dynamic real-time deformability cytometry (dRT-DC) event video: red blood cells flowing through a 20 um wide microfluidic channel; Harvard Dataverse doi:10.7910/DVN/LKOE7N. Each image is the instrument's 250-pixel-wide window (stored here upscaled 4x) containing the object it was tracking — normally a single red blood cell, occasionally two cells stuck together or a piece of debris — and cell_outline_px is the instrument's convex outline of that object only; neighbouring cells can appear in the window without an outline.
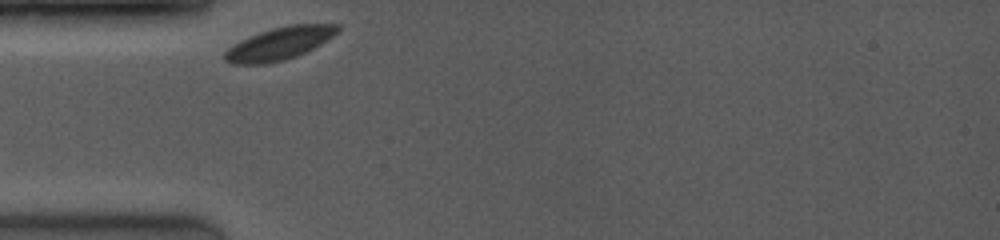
{"species": "common noctule bat (a hibernating species)", "species_latin": "Nyctalus noctula", "temperature_condition": "room temperature", "stored_images_in_passage": 38, "camera_frame_rate_fps": 4000, "um_per_image_px": 0.085, "animal": {"sex": "female", "body_mass_g": 19.0, "forearm_length_mm": 53.3}, "frame": {"image": 1, "passage_image": 1, "time_ms": 0.0, "image_size_px": [1000, 240], "cell_outline_px": [[340, 28], [332, 36], [320, 44], [304, 52], [284, 60], [260, 64], [232, 64], [224, 60], [224, 52], [228, 48], [240, 40], [248, 36], [272, 28], [288, 24], [340, 24]], "centroid_in_image_um": [23.71, 3.69], "position_along_channel_um": 61.3, "area_um2": 21.21}}
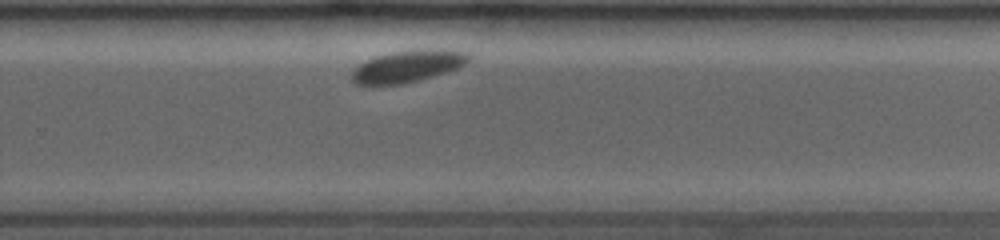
{"frame": {"image": 2, "passage_image": 27, "time_ms": 6.5, "image_size_px": [1000, 240], "cell_outline_px": [[468, 60], [464, 64], [456, 68], [416, 80], [400, 84], [356, 84], [352, 80], [352, 72], [360, 64], [376, 56], [392, 52], [428, 48], [436, 48], [468, 52]], "centroid_in_image_um": [34.65, 5.6], "position_along_channel_um": 295.1, "area_um2": 21.1}}
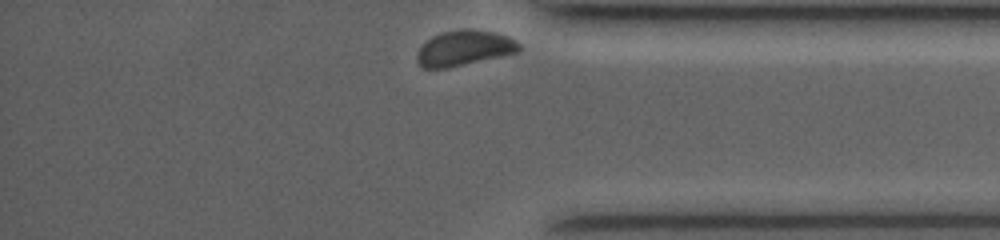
{"frame": {"image": 3, "passage_image": 38, "time_ms": 9.25, "image_size_px": [1000, 240], "cell_outline_px": [[520, 52], [444, 68], [424, 68], [416, 60], [416, 56], [420, 48], [432, 36], [444, 32], [460, 28], [464, 28], [496, 32], [508, 36], [516, 40], [520, 44]], "centroid_in_image_um": [39.49, 4.07], "position_along_channel_um": 395.7, "area_um2": 20.81}, "authors_computed_cell_mechanics": {"area_um2": 21.097, "velocity_mm_per_s": 3.634, "shape_relaxation_time_tau1_ms": 0.2263, "shape_relaxation_time_tau2_ms": null, "deformation_change_tau1": 0.0101, "deformation_change_tau2": null}}